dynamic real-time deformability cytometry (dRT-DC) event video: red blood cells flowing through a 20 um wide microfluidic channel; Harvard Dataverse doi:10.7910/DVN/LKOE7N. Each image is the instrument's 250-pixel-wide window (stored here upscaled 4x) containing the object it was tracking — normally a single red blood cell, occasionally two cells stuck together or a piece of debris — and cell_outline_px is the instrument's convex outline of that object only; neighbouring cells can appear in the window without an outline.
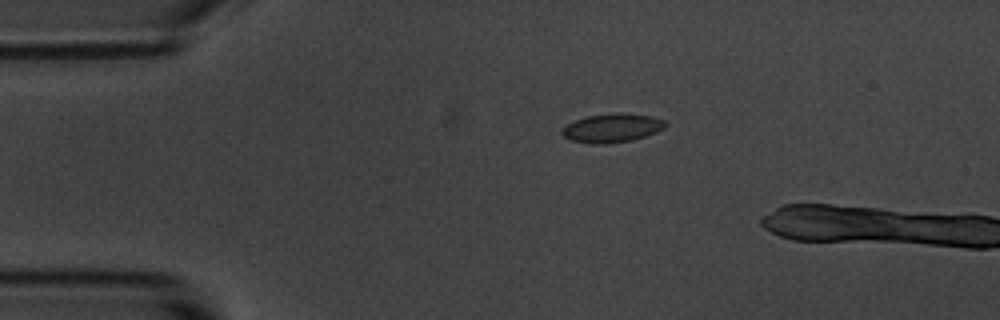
{"species": "common noctule bat (a hibernating species)", "species_latin": "Nyctalus noctula", "temperature_condition": "room temperature", "stored_images_in_passage": 4, "camera_frame_rate_fps": 3000, "um_per_image_px": 0.085, "animal": {"sex": "male", "body_mass_g": 20.1, "forearm_length_mm": 53.5}, "frame": {"image": 1, "passage_image": 3, "time_ms": 3.333, "image_size_px": [1000, 320], "cell_outline_px": [[668, 124], [664, 128], [656, 132], [632, 140], [604, 144], [592, 144], [572, 140], [564, 136], [560, 132], [568, 124], [576, 120], [588, 116], [612, 112], [652, 116], [664, 120]], "centroid_in_image_um": [52.04, 10.87], "position_along_channel_um": 33.0, "area_um2": 17.17}}